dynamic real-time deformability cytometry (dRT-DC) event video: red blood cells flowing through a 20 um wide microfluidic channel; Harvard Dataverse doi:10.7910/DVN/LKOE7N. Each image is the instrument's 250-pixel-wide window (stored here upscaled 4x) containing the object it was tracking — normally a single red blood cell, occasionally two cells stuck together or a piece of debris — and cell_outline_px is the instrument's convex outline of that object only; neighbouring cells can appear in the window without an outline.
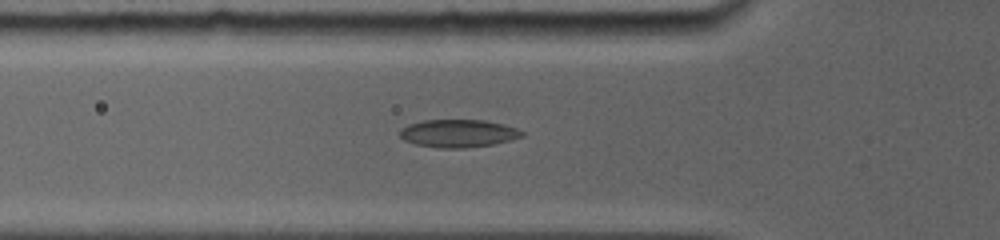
{"species": "common noctule bat (a hibernating species)", "species_latin": "Nyctalus noctula", "temperature_condition": "room temperature", "stored_images_in_passage": 21, "camera_frame_rate_fps": 5000, "um_per_image_px": 0.085, "animal": {"sex": "female", "body_mass_g": 19.0, "forearm_length_mm": 56.7}, "frame": {"image": 1, "passage_image": 7, "time_ms": 4.2, "image_size_px": [1000, 240], "cell_outline_px": [[524, 136], [492, 144], [468, 148], [440, 148], [416, 144], [404, 140], [400, 136], [400, 128], [408, 124], [424, 120], [484, 120], [504, 124], [516, 128], [524, 132]], "centroid_in_image_um": [38.94, 11.33], "position_along_channel_um": 86.9, "area_um2": 19.77}}
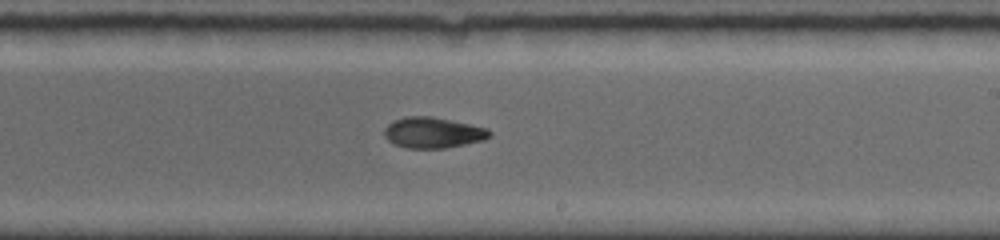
{"frame": {"image": 2, "passage_image": 13, "time_ms": 8.4, "image_size_px": [1000, 240], "cell_outline_px": [[492, 136], [484, 140], [444, 148], [408, 148], [392, 144], [384, 136], [384, 128], [392, 120], [404, 116], [432, 116], [488, 128], [492, 132]], "centroid_in_image_um": [36.78, 11.27], "position_along_channel_um": 252.2, "area_um2": 19.07}}
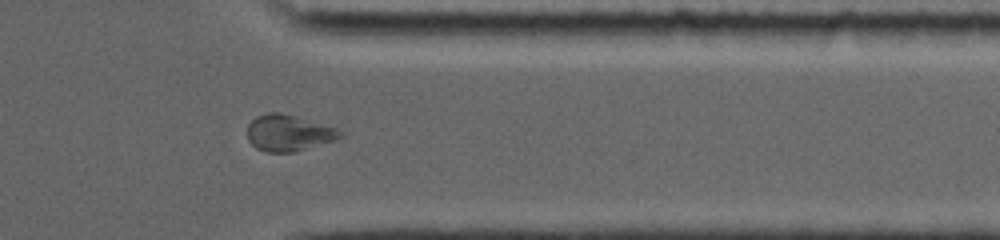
{"frame": {"image": 3, "passage_image": 18, "time_ms": 11.8, "image_size_px": [1000, 240], "cell_outline_px": [[344, 136], [340, 140], [292, 152], [268, 152], [256, 148], [248, 140], [248, 124], [256, 116], [268, 112], [280, 112], [336, 128]], "centroid_in_image_um": [24.54, 11.31], "position_along_channel_um": 386.9, "area_um2": 19.59}}